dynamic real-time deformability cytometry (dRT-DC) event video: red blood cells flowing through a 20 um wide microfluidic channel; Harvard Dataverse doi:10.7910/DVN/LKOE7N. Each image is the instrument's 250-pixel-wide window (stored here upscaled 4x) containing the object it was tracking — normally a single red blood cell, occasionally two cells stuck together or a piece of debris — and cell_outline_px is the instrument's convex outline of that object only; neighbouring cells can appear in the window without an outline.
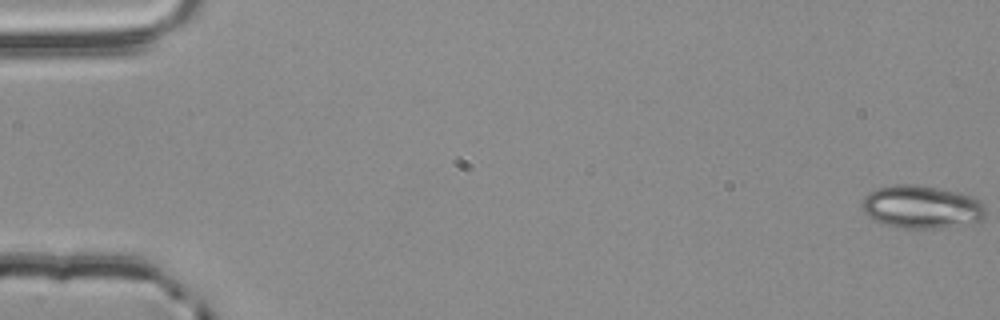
{"species": "common noctule bat (a hibernating species)", "species_latin": "Nyctalus noctula", "temperature_condition": "room temperature", "stored_images_in_passage": 55, "camera_frame_rate_fps": 3000, "um_per_image_px": 0.085, "animal": {"sex": "male", "body_mass_g": 20.4}, "frame": {"image": 1, "passage_image": 1, "time_ms": 0.0, "image_size_px": [1000, 320], "cell_outline_px": [[984, 216], [980, 220], [972, 224], [932, 228], [896, 228], [884, 224], [868, 216], [864, 212], [860, 204], [864, 196], [868, 192], [876, 188], [896, 184], [916, 184], [960, 192], [972, 196], [980, 200], [984, 204]], "centroid_in_image_um": [78.31, 17.58], "position_along_channel_um": 6.7, "area_um2": 31.27}}
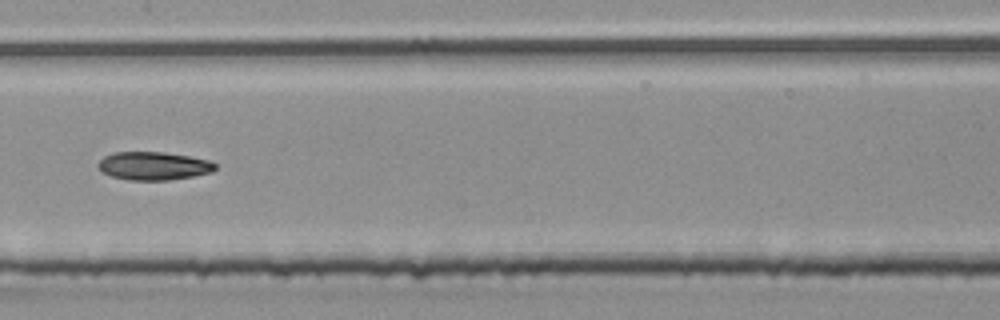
{"frame": {"image": 2, "passage_image": 29, "time_ms": 9.333, "image_size_px": [1000, 320], "cell_outline_px": [[216, 168], [212, 172], [192, 176], [168, 180], [128, 180], [112, 176], [100, 172], [96, 164], [104, 156], [116, 152], [164, 152], [188, 156], [208, 160], [216, 164]], "centroid_in_image_um": [13.01, 14.1], "position_along_channel_um": 194.4, "area_um2": 19.25}}
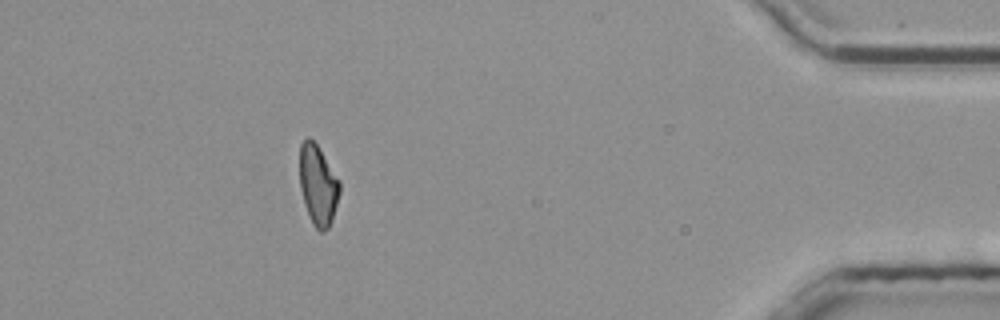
{"frame": {"image": 3, "passage_image": 50, "time_ms": 16.333, "image_size_px": [1000, 320], "cell_outline_px": [[340, 192], [332, 220], [328, 228], [324, 232], [320, 232], [312, 224], [308, 216], [304, 204], [300, 188], [300, 144], [308, 136], [316, 144], [340, 180]], "centroid_in_image_um": [27.03, 15.76], "position_along_channel_um": 408.2, "area_um2": 18.73}, "authors_computed_cell_mechanics": {"area_um2": 19.4208, "velocity_mm_per_s": 3.857, "shape_relaxation_time_tau1_ms": null, "shape_relaxation_time_tau2_ms": 6.053, "deformation_change_tau1": null, "deformation_change_tau2": 0.139}}